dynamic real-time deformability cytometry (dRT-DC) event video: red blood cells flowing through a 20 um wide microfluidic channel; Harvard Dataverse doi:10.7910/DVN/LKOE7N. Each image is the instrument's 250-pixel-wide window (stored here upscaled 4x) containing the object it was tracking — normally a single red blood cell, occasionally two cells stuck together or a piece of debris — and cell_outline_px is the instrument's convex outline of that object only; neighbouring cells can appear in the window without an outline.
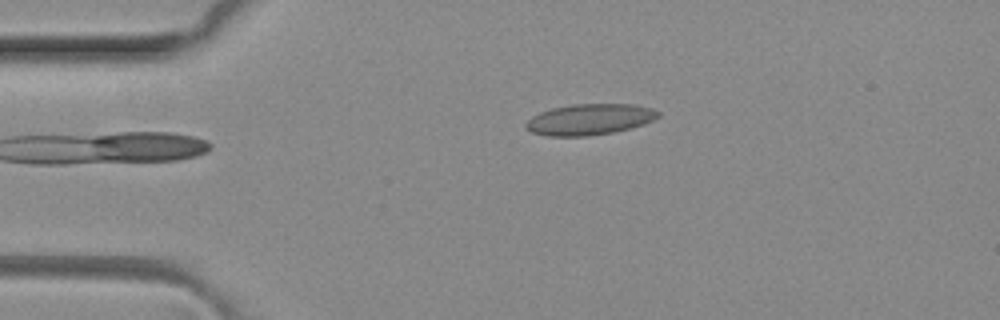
{"species": "common noctule bat (a hibernating species)", "species_latin": "Nyctalus noctula", "temperature_condition": "room temperature", "stored_images_in_passage": 2, "camera_frame_rate_fps": 3000, "um_per_image_px": 0.085, "animal": {"sex": "female", "body_mass_g": 29.2, "forearm_length_mm": 56.3}, "frame": {"image": 1, "passage_image": 1, "time_ms": 0.0, "image_size_px": [1000, 320], "cell_outline_px": [[660, 116], [644, 124], [612, 132], [588, 136], [548, 136], [532, 132], [524, 128], [524, 124], [532, 116], [540, 112], [552, 108], [572, 104], [636, 104], [652, 108], [660, 112]], "centroid_in_image_um": [50.1, 10.14], "position_along_channel_um": 34.9, "area_um2": 23.93}}